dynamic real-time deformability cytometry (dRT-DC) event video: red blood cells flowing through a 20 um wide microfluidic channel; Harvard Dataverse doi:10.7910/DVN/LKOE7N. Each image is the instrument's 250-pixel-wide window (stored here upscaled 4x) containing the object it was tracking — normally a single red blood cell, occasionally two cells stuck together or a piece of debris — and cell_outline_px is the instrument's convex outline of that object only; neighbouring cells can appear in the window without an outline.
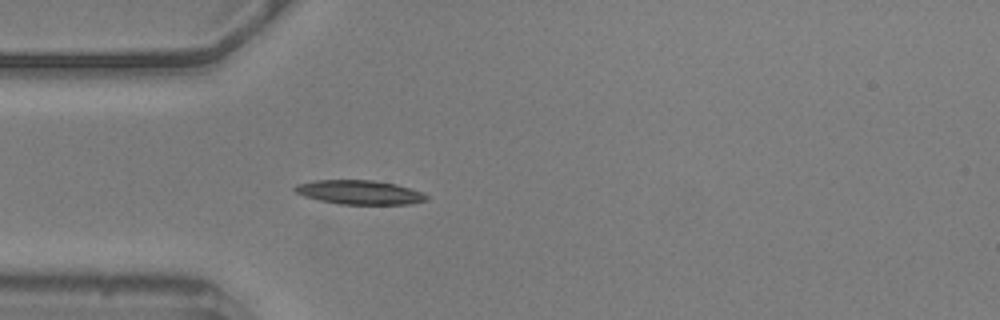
{"species": "common noctule bat (a hibernating species)", "species_latin": "Nyctalus noctula", "temperature_condition": "warm", "stored_images_in_passage": 55, "camera_frame_rate_fps": 3000, "um_per_image_px": 0.085, "animal": {"sex": "male", "body_mass_g": 20.5, "forearm_length_mm": 52.5}, "frame": {"image": 1, "passage_image": 15, "time_ms": 4.667, "image_size_px": [1000, 320], "cell_outline_px": [[428, 200], [412, 204], [340, 204], [320, 200], [304, 196], [296, 192], [292, 188], [296, 184], [316, 180], [372, 180], [396, 184], [420, 192], [428, 196]], "centroid_in_image_um": [30.54, 16.34], "position_along_channel_um": 54.5, "area_um2": 18.38}}
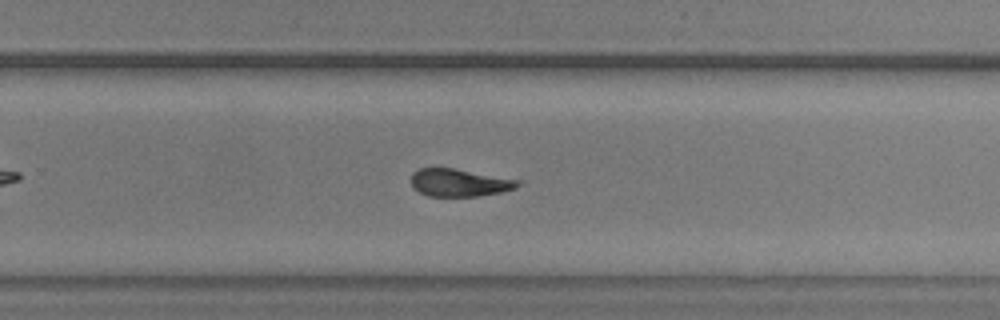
{"frame": {"image": 2, "passage_image": 35, "time_ms": 11.333, "image_size_px": [1000, 320], "cell_outline_px": [[524, 180], [516, 188], [500, 192], [476, 196], [428, 196], [420, 192], [412, 184], [412, 172], [420, 168], [452, 168]], "centroid_in_image_um": [39.1, 15.52], "position_along_channel_um": 290.7, "area_um2": 17.11}}
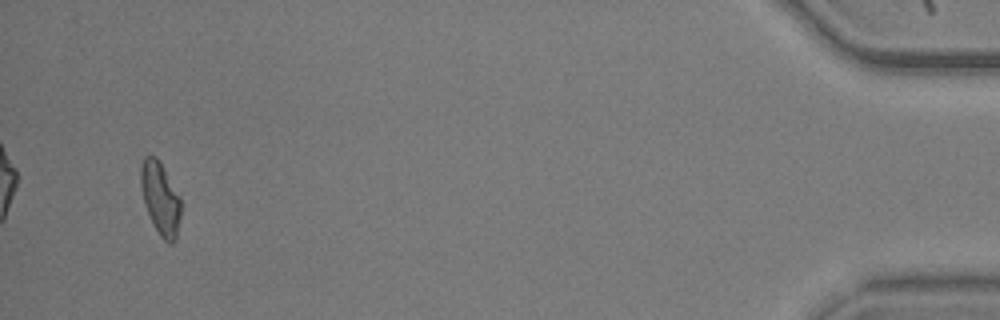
{"frame": {"image": 3, "passage_image": 53, "time_ms": 17.333, "image_size_px": [1000, 320], "cell_outline_px": [[180, 216], [176, 240], [172, 244], [168, 244], [160, 236], [144, 204], [140, 188], [140, 164], [144, 156], [156, 156], [164, 168], [180, 196]], "centroid_in_image_um": [13.62, 16.84], "position_along_channel_um": 421.6, "area_um2": 17.05}, "authors_computed_cell_mechanics": {"area_um2": 17.7446, "velocity_mm_per_s": 3.5962, "shape_relaxation_time_tau1_ms": 6.2232, "shape_relaxation_time_tau2_ms": 4.6754, "deformation_change_tau1": 0.1545, "deformation_change_tau2": 0.1446}}